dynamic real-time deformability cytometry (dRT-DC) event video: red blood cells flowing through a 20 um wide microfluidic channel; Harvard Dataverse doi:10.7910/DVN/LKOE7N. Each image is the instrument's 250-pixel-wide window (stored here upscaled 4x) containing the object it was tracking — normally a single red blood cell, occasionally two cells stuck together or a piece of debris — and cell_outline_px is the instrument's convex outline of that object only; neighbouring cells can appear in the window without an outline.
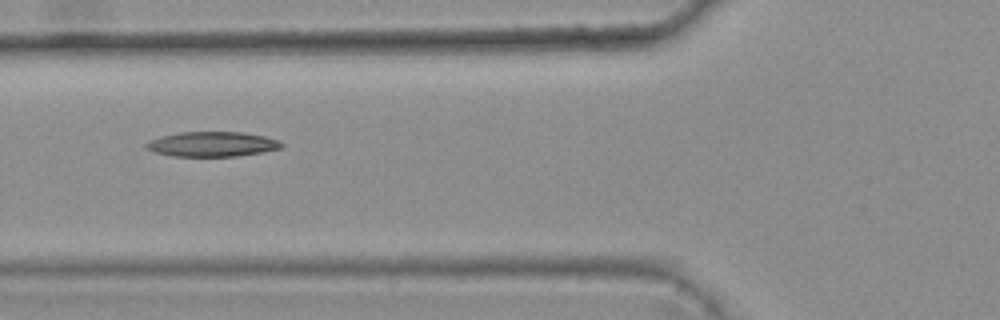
{"species": "common noctule bat (a hibernating species)", "species_latin": "Nyctalus noctula", "temperature_condition": "warm", "stored_images_in_passage": 7, "camera_frame_rate_fps": 3000, "um_per_image_px": 0.085, "animal": {"sex": "female", "body_mass_g": 25.1}, "frame": {"image": 1, "passage_image": 7, "time_ms": 2.0, "image_size_px": [1000, 320], "cell_outline_px": [[284, 148], [264, 152], [236, 156], [172, 156], [156, 152], [148, 148], [144, 144], [160, 136], [180, 132], [240, 132], [264, 136], [280, 140], [284, 144]], "centroid_in_image_um": [18.11, 12.25], "position_along_channel_um": 107.7, "area_um2": 19.59}}